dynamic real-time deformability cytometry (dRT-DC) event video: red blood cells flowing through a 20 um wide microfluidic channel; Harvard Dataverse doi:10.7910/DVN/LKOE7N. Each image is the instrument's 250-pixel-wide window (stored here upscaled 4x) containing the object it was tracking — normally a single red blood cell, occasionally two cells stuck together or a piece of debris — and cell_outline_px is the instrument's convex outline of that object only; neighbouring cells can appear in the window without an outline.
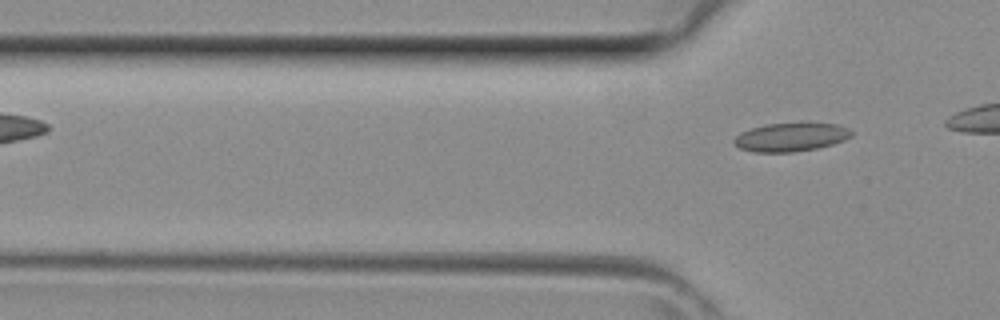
{"species": "common noctule bat (a hibernating species)", "species_latin": "Nyctalus noctula", "temperature_condition": "room temperature", "stored_images_in_passage": 4, "camera_frame_rate_fps": 3000, "um_per_image_px": 0.085, "animal": {"sex": "female", "body_mass_g": 29.2, "forearm_length_mm": 56.3}, "frame": {"image": 1, "passage_image": 4, "time_ms": 1.0, "image_size_px": [1000, 320], "cell_outline_px": [[852, 136], [844, 140], [832, 144], [816, 148], [792, 152], [752, 152], [740, 148], [732, 140], [740, 132], [752, 128], [768, 124], [808, 120], [836, 124], [848, 128], [852, 132]], "centroid_in_image_um": [67.25, 11.61], "position_along_channel_um": 58.5, "area_um2": 20.11}}